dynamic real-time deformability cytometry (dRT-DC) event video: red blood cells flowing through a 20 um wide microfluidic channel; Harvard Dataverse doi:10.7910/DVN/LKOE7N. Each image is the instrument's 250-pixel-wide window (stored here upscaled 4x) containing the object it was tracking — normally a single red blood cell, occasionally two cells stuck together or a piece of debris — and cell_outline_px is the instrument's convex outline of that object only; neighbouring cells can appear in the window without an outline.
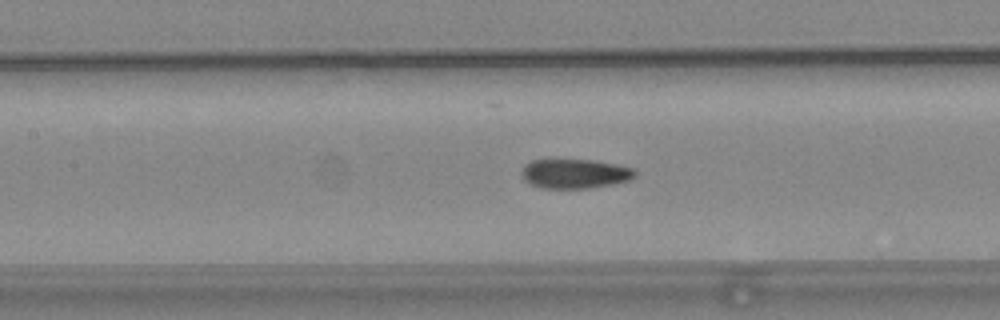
{"species": "common noctule bat (a hibernating species)", "species_latin": "Nyctalus noctula", "temperature_condition": "warm", "stored_images_in_passage": 33, "camera_frame_rate_fps": 3000, "um_per_image_px": 0.085, "animal": {"sex": "female", "body_mass_g": 24.6, "forearm_length_mm": 56.2}, "frame": {"image": 1, "passage_image": 11, "time_ms": 3.333, "image_size_px": [1000, 320], "cell_outline_px": [[636, 176], [628, 180], [612, 184], [588, 188], [544, 188], [532, 184], [524, 180], [520, 172], [524, 164], [532, 160], [548, 156], [592, 160], [616, 164], [632, 168], [636, 172]], "centroid_in_image_um": [48.78, 14.7], "position_along_channel_um": 158.6, "area_um2": 20.17}}
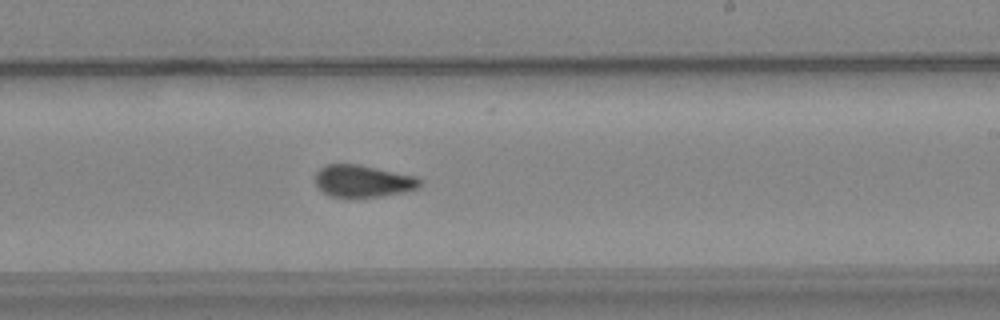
{"frame": {"image": 2, "passage_image": 19, "time_ms": 6.0, "image_size_px": [1000, 320], "cell_outline_px": [[424, 180], [416, 188], [404, 192], [380, 196], [332, 196], [324, 192], [316, 184], [316, 172], [324, 164], [360, 164], [416, 176]], "centroid_in_image_um": [30.87, 15.36], "position_along_channel_um": 258.1, "area_um2": 19.36}}
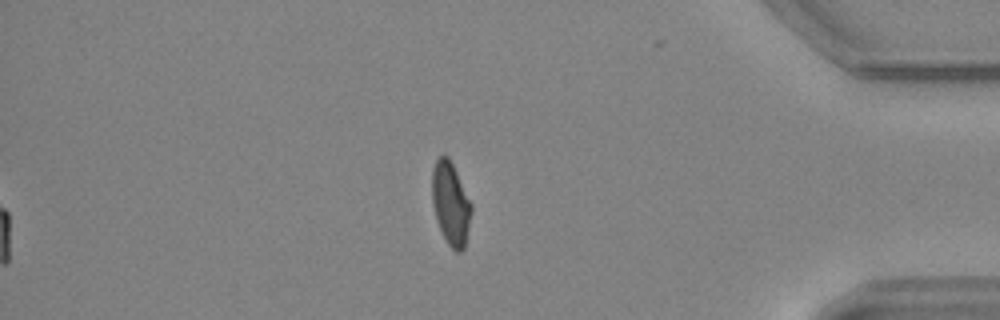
{"frame": {"image": 3, "passage_image": 33, "time_ms": 10.667, "image_size_px": [1000, 320], "cell_outline_px": [[472, 212], [464, 248], [460, 252], [456, 252], [448, 244], [436, 220], [432, 204], [432, 168], [436, 160], [440, 156], [448, 156], [472, 204]], "centroid_in_image_um": [38.3, 17.31], "position_along_channel_um": 396.9, "area_um2": 18.84}, "authors_computed_cell_mechanics": {"area_um2": 20.0566, "velocity_mm_per_s": 3.7433, "shape_relaxation_time_tau1_ms": null, "shape_relaxation_time_tau2_ms": 2.1503, "deformation_change_tau1": null, "deformation_change_tau2": 0.0635}}